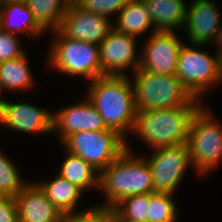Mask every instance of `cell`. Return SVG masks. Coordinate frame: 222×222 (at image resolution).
Instances as JSON below:
<instances>
[{"label": "cell", "mask_w": 222, "mask_h": 222, "mask_svg": "<svg viewBox=\"0 0 222 222\" xmlns=\"http://www.w3.org/2000/svg\"><path fill=\"white\" fill-rule=\"evenodd\" d=\"M202 103L203 101L195 98L187 105L137 110L131 133H135L150 149L187 143L192 116Z\"/></svg>", "instance_id": "obj_2"}, {"label": "cell", "mask_w": 222, "mask_h": 222, "mask_svg": "<svg viewBox=\"0 0 222 222\" xmlns=\"http://www.w3.org/2000/svg\"><path fill=\"white\" fill-rule=\"evenodd\" d=\"M132 75L137 110L177 107L195 99L176 75L156 74L142 69H137Z\"/></svg>", "instance_id": "obj_6"}, {"label": "cell", "mask_w": 222, "mask_h": 222, "mask_svg": "<svg viewBox=\"0 0 222 222\" xmlns=\"http://www.w3.org/2000/svg\"><path fill=\"white\" fill-rule=\"evenodd\" d=\"M171 193H150L148 222H177L178 207Z\"/></svg>", "instance_id": "obj_25"}, {"label": "cell", "mask_w": 222, "mask_h": 222, "mask_svg": "<svg viewBox=\"0 0 222 222\" xmlns=\"http://www.w3.org/2000/svg\"><path fill=\"white\" fill-rule=\"evenodd\" d=\"M151 26L153 32H156L143 0H129L113 22L116 31L135 37L145 34Z\"/></svg>", "instance_id": "obj_19"}, {"label": "cell", "mask_w": 222, "mask_h": 222, "mask_svg": "<svg viewBox=\"0 0 222 222\" xmlns=\"http://www.w3.org/2000/svg\"><path fill=\"white\" fill-rule=\"evenodd\" d=\"M63 148L101 172L126 150V140L115 130L81 131L68 135Z\"/></svg>", "instance_id": "obj_7"}, {"label": "cell", "mask_w": 222, "mask_h": 222, "mask_svg": "<svg viewBox=\"0 0 222 222\" xmlns=\"http://www.w3.org/2000/svg\"><path fill=\"white\" fill-rule=\"evenodd\" d=\"M150 193L123 198L114 208L118 222H148Z\"/></svg>", "instance_id": "obj_24"}, {"label": "cell", "mask_w": 222, "mask_h": 222, "mask_svg": "<svg viewBox=\"0 0 222 222\" xmlns=\"http://www.w3.org/2000/svg\"><path fill=\"white\" fill-rule=\"evenodd\" d=\"M134 154L126 141V150L100 172L99 190L105 197L102 205L114 207L127 196L154 192L147 160Z\"/></svg>", "instance_id": "obj_3"}, {"label": "cell", "mask_w": 222, "mask_h": 222, "mask_svg": "<svg viewBox=\"0 0 222 222\" xmlns=\"http://www.w3.org/2000/svg\"><path fill=\"white\" fill-rule=\"evenodd\" d=\"M151 156L145 157L151 169L154 192L174 194L186 170L192 167L186 143L152 149Z\"/></svg>", "instance_id": "obj_9"}, {"label": "cell", "mask_w": 222, "mask_h": 222, "mask_svg": "<svg viewBox=\"0 0 222 222\" xmlns=\"http://www.w3.org/2000/svg\"><path fill=\"white\" fill-rule=\"evenodd\" d=\"M191 45L183 43L180 48L176 76L189 93L200 100L208 89L218 84L217 54L210 55L200 48L202 45Z\"/></svg>", "instance_id": "obj_8"}, {"label": "cell", "mask_w": 222, "mask_h": 222, "mask_svg": "<svg viewBox=\"0 0 222 222\" xmlns=\"http://www.w3.org/2000/svg\"><path fill=\"white\" fill-rule=\"evenodd\" d=\"M37 23L45 30H56L68 6L63 0H25Z\"/></svg>", "instance_id": "obj_23"}, {"label": "cell", "mask_w": 222, "mask_h": 222, "mask_svg": "<svg viewBox=\"0 0 222 222\" xmlns=\"http://www.w3.org/2000/svg\"><path fill=\"white\" fill-rule=\"evenodd\" d=\"M137 38L139 37L120 33L114 28L109 32L99 45L101 76L127 75L125 69L131 67L134 73L139 68L141 53L138 54L136 50L139 48Z\"/></svg>", "instance_id": "obj_10"}, {"label": "cell", "mask_w": 222, "mask_h": 222, "mask_svg": "<svg viewBox=\"0 0 222 222\" xmlns=\"http://www.w3.org/2000/svg\"><path fill=\"white\" fill-rule=\"evenodd\" d=\"M18 222H62L63 214L37 182H27L15 196Z\"/></svg>", "instance_id": "obj_16"}, {"label": "cell", "mask_w": 222, "mask_h": 222, "mask_svg": "<svg viewBox=\"0 0 222 222\" xmlns=\"http://www.w3.org/2000/svg\"><path fill=\"white\" fill-rule=\"evenodd\" d=\"M188 7L183 29L187 31L189 44L204 47L212 42L222 25L219 9L213 0H193Z\"/></svg>", "instance_id": "obj_15"}, {"label": "cell", "mask_w": 222, "mask_h": 222, "mask_svg": "<svg viewBox=\"0 0 222 222\" xmlns=\"http://www.w3.org/2000/svg\"><path fill=\"white\" fill-rule=\"evenodd\" d=\"M0 222H18L15 197L0 196Z\"/></svg>", "instance_id": "obj_30"}, {"label": "cell", "mask_w": 222, "mask_h": 222, "mask_svg": "<svg viewBox=\"0 0 222 222\" xmlns=\"http://www.w3.org/2000/svg\"><path fill=\"white\" fill-rule=\"evenodd\" d=\"M212 41H213V44L216 43L215 45L216 47H218L216 50V54L222 53V25L218 29Z\"/></svg>", "instance_id": "obj_31"}, {"label": "cell", "mask_w": 222, "mask_h": 222, "mask_svg": "<svg viewBox=\"0 0 222 222\" xmlns=\"http://www.w3.org/2000/svg\"><path fill=\"white\" fill-rule=\"evenodd\" d=\"M27 56L26 53L22 57L0 62V99L3 90L26 91L34 86Z\"/></svg>", "instance_id": "obj_21"}, {"label": "cell", "mask_w": 222, "mask_h": 222, "mask_svg": "<svg viewBox=\"0 0 222 222\" xmlns=\"http://www.w3.org/2000/svg\"><path fill=\"white\" fill-rule=\"evenodd\" d=\"M86 100L63 107L53 113V132L62 142L68 135L81 131H103L108 129L91 101Z\"/></svg>", "instance_id": "obj_14"}, {"label": "cell", "mask_w": 222, "mask_h": 222, "mask_svg": "<svg viewBox=\"0 0 222 222\" xmlns=\"http://www.w3.org/2000/svg\"><path fill=\"white\" fill-rule=\"evenodd\" d=\"M113 29V22L109 18L86 11L79 5L68 6L62 16L58 30L65 36L98 45Z\"/></svg>", "instance_id": "obj_12"}, {"label": "cell", "mask_w": 222, "mask_h": 222, "mask_svg": "<svg viewBox=\"0 0 222 222\" xmlns=\"http://www.w3.org/2000/svg\"><path fill=\"white\" fill-rule=\"evenodd\" d=\"M157 31H176L183 28L187 5L184 0H143Z\"/></svg>", "instance_id": "obj_18"}, {"label": "cell", "mask_w": 222, "mask_h": 222, "mask_svg": "<svg viewBox=\"0 0 222 222\" xmlns=\"http://www.w3.org/2000/svg\"><path fill=\"white\" fill-rule=\"evenodd\" d=\"M203 103L194 112L187 139L192 168L206 175L222 162V125Z\"/></svg>", "instance_id": "obj_4"}, {"label": "cell", "mask_w": 222, "mask_h": 222, "mask_svg": "<svg viewBox=\"0 0 222 222\" xmlns=\"http://www.w3.org/2000/svg\"><path fill=\"white\" fill-rule=\"evenodd\" d=\"M138 69L162 75H176L177 61L183 44L175 31H156L145 40Z\"/></svg>", "instance_id": "obj_11"}, {"label": "cell", "mask_w": 222, "mask_h": 222, "mask_svg": "<svg viewBox=\"0 0 222 222\" xmlns=\"http://www.w3.org/2000/svg\"><path fill=\"white\" fill-rule=\"evenodd\" d=\"M14 164L0 151V196L15 197L27 183L21 178Z\"/></svg>", "instance_id": "obj_26"}, {"label": "cell", "mask_w": 222, "mask_h": 222, "mask_svg": "<svg viewBox=\"0 0 222 222\" xmlns=\"http://www.w3.org/2000/svg\"><path fill=\"white\" fill-rule=\"evenodd\" d=\"M217 77H218V85L222 84V53L217 54Z\"/></svg>", "instance_id": "obj_32"}, {"label": "cell", "mask_w": 222, "mask_h": 222, "mask_svg": "<svg viewBox=\"0 0 222 222\" xmlns=\"http://www.w3.org/2000/svg\"><path fill=\"white\" fill-rule=\"evenodd\" d=\"M128 2L129 0H81L78 5L86 11L94 12L107 18H111V15L114 14L115 19Z\"/></svg>", "instance_id": "obj_28"}, {"label": "cell", "mask_w": 222, "mask_h": 222, "mask_svg": "<svg viewBox=\"0 0 222 222\" xmlns=\"http://www.w3.org/2000/svg\"><path fill=\"white\" fill-rule=\"evenodd\" d=\"M88 84L86 96L106 127L127 141V133L132 132L137 115L131 79L128 75H102Z\"/></svg>", "instance_id": "obj_1"}, {"label": "cell", "mask_w": 222, "mask_h": 222, "mask_svg": "<svg viewBox=\"0 0 222 222\" xmlns=\"http://www.w3.org/2000/svg\"><path fill=\"white\" fill-rule=\"evenodd\" d=\"M51 33L54 35L48 51L51 68L71 77H83L89 82L101 77L98 44L71 39L58 29Z\"/></svg>", "instance_id": "obj_5"}, {"label": "cell", "mask_w": 222, "mask_h": 222, "mask_svg": "<svg viewBox=\"0 0 222 222\" xmlns=\"http://www.w3.org/2000/svg\"><path fill=\"white\" fill-rule=\"evenodd\" d=\"M20 43L17 34L3 31L0 28V62L25 55L26 52Z\"/></svg>", "instance_id": "obj_29"}, {"label": "cell", "mask_w": 222, "mask_h": 222, "mask_svg": "<svg viewBox=\"0 0 222 222\" xmlns=\"http://www.w3.org/2000/svg\"><path fill=\"white\" fill-rule=\"evenodd\" d=\"M30 103L0 99V124L21 133H53V113Z\"/></svg>", "instance_id": "obj_13"}, {"label": "cell", "mask_w": 222, "mask_h": 222, "mask_svg": "<svg viewBox=\"0 0 222 222\" xmlns=\"http://www.w3.org/2000/svg\"><path fill=\"white\" fill-rule=\"evenodd\" d=\"M65 159L60 169L59 175L79 187L83 192L91 188H99L100 172L83 158L65 150Z\"/></svg>", "instance_id": "obj_22"}, {"label": "cell", "mask_w": 222, "mask_h": 222, "mask_svg": "<svg viewBox=\"0 0 222 222\" xmlns=\"http://www.w3.org/2000/svg\"><path fill=\"white\" fill-rule=\"evenodd\" d=\"M62 222H118V215L114 207L98 204L66 213Z\"/></svg>", "instance_id": "obj_27"}, {"label": "cell", "mask_w": 222, "mask_h": 222, "mask_svg": "<svg viewBox=\"0 0 222 222\" xmlns=\"http://www.w3.org/2000/svg\"><path fill=\"white\" fill-rule=\"evenodd\" d=\"M0 28L17 35L18 32L26 33L33 38L45 33L25 0H0Z\"/></svg>", "instance_id": "obj_17"}, {"label": "cell", "mask_w": 222, "mask_h": 222, "mask_svg": "<svg viewBox=\"0 0 222 222\" xmlns=\"http://www.w3.org/2000/svg\"><path fill=\"white\" fill-rule=\"evenodd\" d=\"M56 174L53 180L37 183L63 215L76 211V206L84 192L58 173Z\"/></svg>", "instance_id": "obj_20"}, {"label": "cell", "mask_w": 222, "mask_h": 222, "mask_svg": "<svg viewBox=\"0 0 222 222\" xmlns=\"http://www.w3.org/2000/svg\"><path fill=\"white\" fill-rule=\"evenodd\" d=\"M67 6L78 5L81 0H63Z\"/></svg>", "instance_id": "obj_33"}]
</instances>
